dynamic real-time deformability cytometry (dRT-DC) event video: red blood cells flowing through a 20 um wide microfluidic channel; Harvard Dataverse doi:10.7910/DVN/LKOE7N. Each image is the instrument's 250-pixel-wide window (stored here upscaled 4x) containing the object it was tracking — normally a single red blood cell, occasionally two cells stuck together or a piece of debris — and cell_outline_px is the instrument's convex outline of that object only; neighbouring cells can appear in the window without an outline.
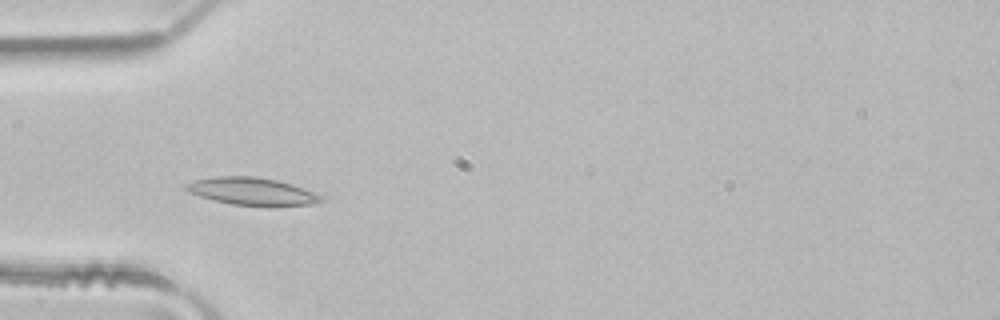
{"species": "common noctule bat (a hibernating species)", "species_latin": "Nyctalus noctula", "temperature_condition": "room temperature", "stored_images_in_passage": 5, "camera_frame_rate_fps": 3000, "um_per_image_px": 0.085, "animal": {"sex": "male", "body_mass_g": 21.5, "forearm_length_mm": 52.0}, "frame": {"image": 1, "passage_image": 4, "time_ms": 1.0, "image_size_px": [1000, 320], "cell_outline_px": [[324, 200], [320, 204], [232, 204], [200, 196], [188, 192], [184, 188], [184, 184], [196, 180], [216, 176], [252, 176], [276, 180], [292, 184], [324, 196]], "centroid_in_image_um": [21.41, 16.23], "position_along_channel_um": 63.6, "area_um2": 20.98}}
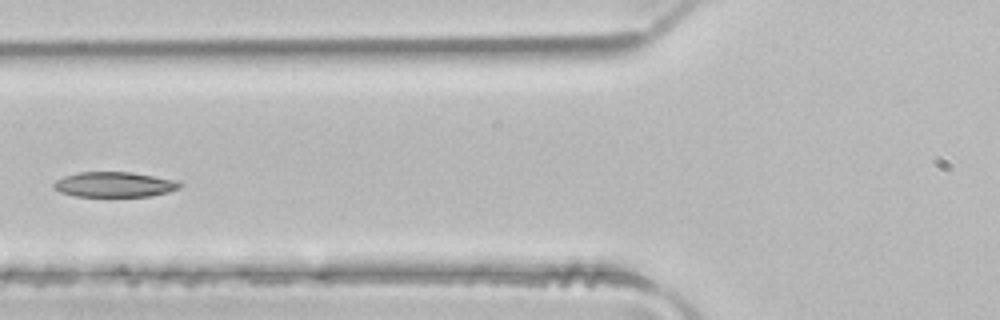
{"frame": {"image": 2, "passage_image": 5, "time_ms": 1.333, "image_size_px": [1000, 320], "cell_outline_px": [[184, 184], [180, 188], [168, 192], [152, 196], [76, 196], [60, 192], [52, 188], [52, 184], [56, 180], [64, 176], [76, 172], [132, 172], [172, 180]], "centroid_in_image_um": [9.68, 15.68], "position_along_channel_um": 116.1, "area_um2": 18.44}}